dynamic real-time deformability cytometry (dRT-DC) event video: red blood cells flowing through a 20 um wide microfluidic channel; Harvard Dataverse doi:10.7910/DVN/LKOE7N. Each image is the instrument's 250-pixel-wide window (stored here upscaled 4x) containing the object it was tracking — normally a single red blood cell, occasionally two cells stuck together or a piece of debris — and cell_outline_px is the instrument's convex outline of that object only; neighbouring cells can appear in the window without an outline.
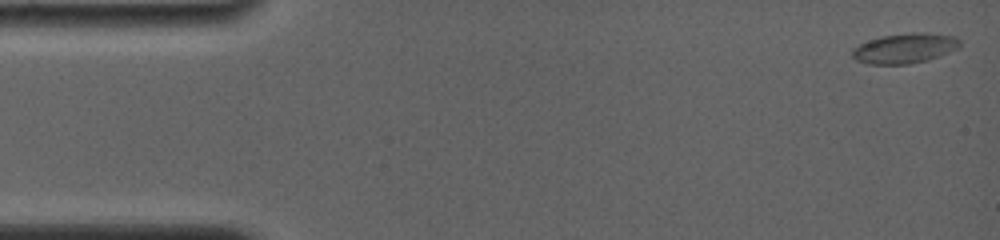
{"species": "common noctule bat (a hibernating species)", "species_latin": "Nyctalus noctula", "temperature_condition": "room temperature", "stored_images_in_passage": 6, "camera_frame_rate_fps": 4000, "um_per_image_px": 0.085, "animal": {"sex": "female", "body_mass_g": 19.0, "forearm_length_mm": 56.7}, "frame": {"image": 1, "passage_image": 1, "time_ms": 0.0, "image_size_px": [1000, 240], "cell_outline_px": [[960, 48], [940, 56], [928, 60], [908, 64], [868, 64], [856, 60], [852, 56], [852, 48], [860, 44], [884, 36], [912, 32], [928, 32], [952, 36], [960, 40]], "centroid_in_image_um": [76.94, 4.11], "position_along_channel_um": 8.1, "area_um2": 18.79}}
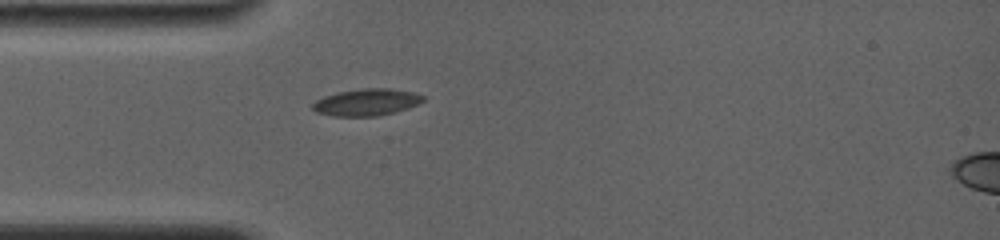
{"frame": {"image": 2, "passage_image": 6, "time_ms": 4.25, "image_size_px": [1000, 240], "cell_outline_px": [[424, 100], [408, 108], [396, 112], [376, 116], [332, 116], [316, 112], [312, 108], [312, 104], [316, 100], [324, 96], [336, 92], [360, 88], [388, 88], [412, 92], [424, 96]], "centroid_in_image_um": [31.12, 8.69], "position_along_channel_um": 53.9, "area_um2": 17.34}}